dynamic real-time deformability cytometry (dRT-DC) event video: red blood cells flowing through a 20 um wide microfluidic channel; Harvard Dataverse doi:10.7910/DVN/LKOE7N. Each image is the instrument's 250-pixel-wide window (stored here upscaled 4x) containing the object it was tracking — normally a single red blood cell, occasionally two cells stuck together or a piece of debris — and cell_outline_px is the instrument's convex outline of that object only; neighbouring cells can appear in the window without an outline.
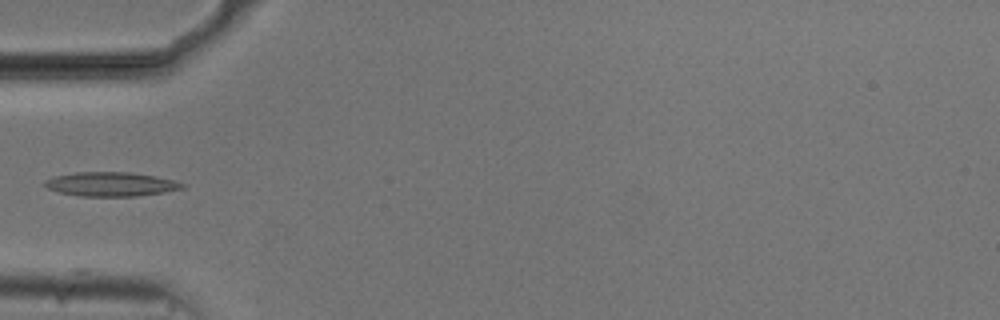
{"species": "common noctule bat (a hibernating species)", "species_latin": "Nyctalus noctula", "temperature_condition": "cold", "stored_images_in_passage": 37, "camera_frame_rate_fps": 3000, "um_per_image_px": 0.085, "animal": {"sex": "male", "body_mass_g": 20.5, "forearm_length_mm": 52.5}, "frame": {"image": 1, "passage_image": 1, "time_ms": 0.0, "image_size_px": [1000, 320], "cell_outline_px": [[188, 184], [184, 188], [164, 192], [136, 196], [80, 196], [60, 192], [48, 188], [44, 184], [44, 180], [56, 176], [76, 172], [128, 172], [156, 176]], "centroid_in_image_um": [9.46, 15.65], "position_along_channel_um": 75.5, "area_um2": 19.25}}
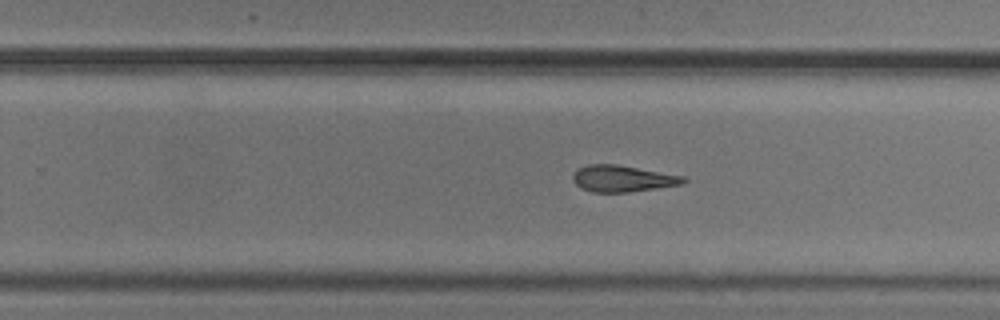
{"frame": {"image": 2, "passage_image": 17, "time_ms": 5.333, "image_size_px": [1000, 320], "cell_outline_px": [[688, 180], [684, 184], [628, 192], [592, 192], [580, 188], [572, 180], [572, 176], [576, 168], [588, 164], [616, 164], [684, 176]], "centroid_in_image_um": [52.89, 15.18], "position_along_channel_um": 276.9, "area_um2": 17.17}}
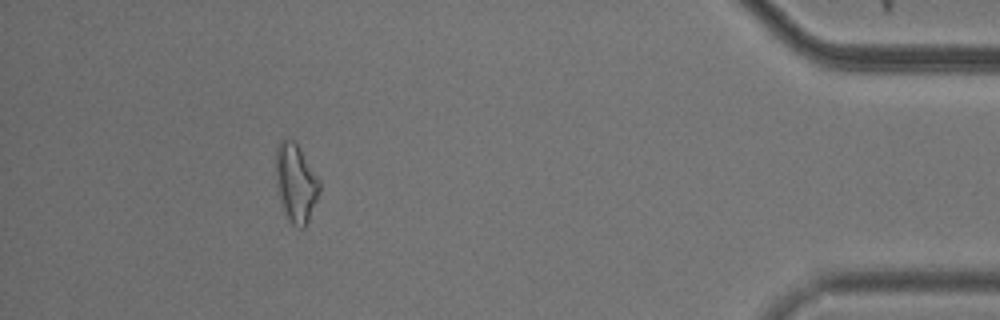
{"frame": {"image": 3, "passage_image": 32, "time_ms": 10.333, "image_size_px": [1000, 320], "cell_outline_px": [[320, 192], [308, 220], [304, 228], [300, 228], [292, 224], [288, 220], [284, 212], [280, 200], [276, 184], [276, 148], [280, 140], [292, 140], [300, 148], [320, 180]], "centroid_in_image_um": [25.14, 15.56], "position_along_channel_um": 410.1, "area_um2": 19.83}}